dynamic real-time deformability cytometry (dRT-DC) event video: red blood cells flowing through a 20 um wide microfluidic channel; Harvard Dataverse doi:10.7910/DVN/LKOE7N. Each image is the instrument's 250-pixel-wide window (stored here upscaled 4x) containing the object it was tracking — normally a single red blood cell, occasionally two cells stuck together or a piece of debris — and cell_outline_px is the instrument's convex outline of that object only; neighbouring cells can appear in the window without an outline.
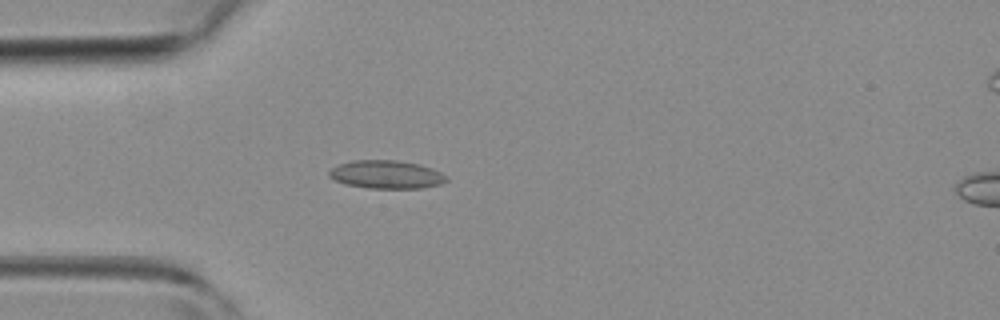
{"species": "common noctule bat (a hibernating species)", "species_latin": "Nyctalus noctula", "temperature_condition": "room temperature", "stored_images_in_passage": 5, "camera_frame_rate_fps": 3000, "um_per_image_px": 0.085, "animal": {"sex": "female", "body_mass_g": 19.3, "forearm_length_mm": 54.1}, "frame": {"image": 1, "passage_image": 4, "time_ms": 3.667, "image_size_px": [1000, 320], "cell_outline_px": [[448, 180], [440, 184], [420, 188], [368, 188], [344, 184], [328, 176], [328, 172], [332, 168], [340, 164], [352, 160], [396, 160], [420, 164], [432, 168], [448, 176]], "centroid_in_image_um": [32.85, 14.83], "position_along_channel_um": 52.2, "area_um2": 19.31}}